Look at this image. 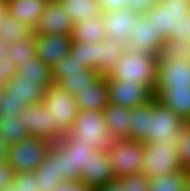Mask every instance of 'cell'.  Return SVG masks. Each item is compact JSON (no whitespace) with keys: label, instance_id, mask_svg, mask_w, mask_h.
Listing matches in <instances>:
<instances>
[{"label":"cell","instance_id":"f6af8a7d","mask_svg":"<svg viewBox=\"0 0 190 191\" xmlns=\"http://www.w3.org/2000/svg\"><path fill=\"white\" fill-rule=\"evenodd\" d=\"M102 11H113L128 7V0H97Z\"/></svg>","mask_w":190,"mask_h":191},{"label":"cell","instance_id":"816d5d0a","mask_svg":"<svg viewBox=\"0 0 190 191\" xmlns=\"http://www.w3.org/2000/svg\"><path fill=\"white\" fill-rule=\"evenodd\" d=\"M186 191H190V170L186 171Z\"/></svg>","mask_w":190,"mask_h":191},{"label":"cell","instance_id":"e0dca14e","mask_svg":"<svg viewBox=\"0 0 190 191\" xmlns=\"http://www.w3.org/2000/svg\"><path fill=\"white\" fill-rule=\"evenodd\" d=\"M34 173L38 191H52L56 187V183L63 181L57 142L52 144L43 162L37 166Z\"/></svg>","mask_w":190,"mask_h":191},{"label":"cell","instance_id":"30bf717a","mask_svg":"<svg viewBox=\"0 0 190 191\" xmlns=\"http://www.w3.org/2000/svg\"><path fill=\"white\" fill-rule=\"evenodd\" d=\"M108 88V101L123 107L146 104L154 98L153 89L141 82H122L105 76Z\"/></svg>","mask_w":190,"mask_h":191},{"label":"cell","instance_id":"74e56055","mask_svg":"<svg viewBox=\"0 0 190 191\" xmlns=\"http://www.w3.org/2000/svg\"><path fill=\"white\" fill-rule=\"evenodd\" d=\"M116 179L124 191H150V178L145 174H125Z\"/></svg>","mask_w":190,"mask_h":191},{"label":"cell","instance_id":"4fadbf2b","mask_svg":"<svg viewBox=\"0 0 190 191\" xmlns=\"http://www.w3.org/2000/svg\"><path fill=\"white\" fill-rule=\"evenodd\" d=\"M185 123L173 110L154 97L153 116L149 117L148 139L145 142L159 141L161 138L168 141L170 135L180 133Z\"/></svg>","mask_w":190,"mask_h":191},{"label":"cell","instance_id":"8992f818","mask_svg":"<svg viewBox=\"0 0 190 191\" xmlns=\"http://www.w3.org/2000/svg\"><path fill=\"white\" fill-rule=\"evenodd\" d=\"M57 143L63 181L80 180L81 171L85 169L90 156L96 151L91 145L75 139L71 134H64Z\"/></svg>","mask_w":190,"mask_h":191},{"label":"cell","instance_id":"bcb514c9","mask_svg":"<svg viewBox=\"0 0 190 191\" xmlns=\"http://www.w3.org/2000/svg\"><path fill=\"white\" fill-rule=\"evenodd\" d=\"M95 191H124L119 183V181L115 178L114 180L107 181L95 188Z\"/></svg>","mask_w":190,"mask_h":191},{"label":"cell","instance_id":"4316f807","mask_svg":"<svg viewBox=\"0 0 190 191\" xmlns=\"http://www.w3.org/2000/svg\"><path fill=\"white\" fill-rule=\"evenodd\" d=\"M17 73L26 79L34 80L36 84L42 85L45 89L50 87L54 81L51 75V67L40 59H27L17 67Z\"/></svg>","mask_w":190,"mask_h":191},{"label":"cell","instance_id":"60d3db41","mask_svg":"<svg viewBox=\"0 0 190 191\" xmlns=\"http://www.w3.org/2000/svg\"><path fill=\"white\" fill-rule=\"evenodd\" d=\"M52 191H95V188L88 186L84 181L65 180L56 183V187Z\"/></svg>","mask_w":190,"mask_h":191},{"label":"cell","instance_id":"9c48e42d","mask_svg":"<svg viewBox=\"0 0 190 191\" xmlns=\"http://www.w3.org/2000/svg\"><path fill=\"white\" fill-rule=\"evenodd\" d=\"M55 117L49 112L44 102L27 106L19 116L24 121L31 136L57 142L65 133L56 125Z\"/></svg>","mask_w":190,"mask_h":191},{"label":"cell","instance_id":"c3c4849f","mask_svg":"<svg viewBox=\"0 0 190 191\" xmlns=\"http://www.w3.org/2000/svg\"><path fill=\"white\" fill-rule=\"evenodd\" d=\"M7 145L5 141L0 137V162L6 160Z\"/></svg>","mask_w":190,"mask_h":191},{"label":"cell","instance_id":"ee69618b","mask_svg":"<svg viewBox=\"0 0 190 191\" xmlns=\"http://www.w3.org/2000/svg\"><path fill=\"white\" fill-rule=\"evenodd\" d=\"M160 0H128V7L138 15L145 14Z\"/></svg>","mask_w":190,"mask_h":191},{"label":"cell","instance_id":"ffe728a7","mask_svg":"<svg viewBox=\"0 0 190 191\" xmlns=\"http://www.w3.org/2000/svg\"><path fill=\"white\" fill-rule=\"evenodd\" d=\"M78 110L103 111L109 103L106 77L100 76L88 87L74 94Z\"/></svg>","mask_w":190,"mask_h":191},{"label":"cell","instance_id":"7dc6e473","mask_svg":"<svg viewBox=\"0 0 190 191\" xmlns=\"http://www.w3.org/2000/svg\"><path fill=\"white\" fill-rule=\"evenodd\" d=\"M182 39L190 41V11L185 16V21H183Z\"/></svg>","mask_w":190,"mask_h":191},{"label":"cell","instance_id":"f907efd6","mask_svg":"<svg viewBox=\"0 0 190 191\" xmlns=\"http://www.w3.org/2000/svg\"><path fill=\"white\" fill-rule=\"evenodd\" d=\"M8 46V43L3 41L1 38H0V59L1 57H7V52H6V48Z\"/></svg>","mask_w":190,"mask_h":191},{"label":"cell","instance_id":"db71d44e","mask_svg":"<svg viewBox=\"0 0 190 191\" xmlns=\"http://www.w3.org/2000/svg\"><path fill=\"white\" fill-rule=\"evenodd\" d=\"M4 84L5 82L2 79H0V90L4 87Z\"/></svg>","mask_w":190,"mask_h":191},{"label":"cell","instance_id":"d6a6232c","mask_svg":"<svg viewBox=\"0 0 190 191\" xmlns=\"http://www.w3.org/2000/svg\"><path fill=\"white\" fill-rule=\"evenodd\" d=\"M150 191H186V171L165 174L159 178H150Z\"/></svg>","mask_w":190,"mask_h":191},{"label":"cell","instance_id":"44dd1931","mask_svg":"<svg viewBox=\"0 0 190 191\" xmlns=\"http://www.w3.org/2000/svg\"><path fill=\"white\" fill-rule=\"evenodd\" d=\"M49 0H4L7 14L28 25L34 32Z\"/></svg>","mask_w":190,"mask_h":191},{"label":"cell","instance_id":"5bb4252c","mask_svg":"<svg viewBox=\"0 0 190 191\" xmlns=\"http://www.w3.org/2000/svg\"><path fill=\"white\" fill-rule=\"evenodd\" d=\"M74 23L58 0H49L39 17L34 33L72 36Z\"/></svg>","mask_w":190,"mask_h":191},{"label":"cell","instance_id":"ab89813d","mask_svg":"<svg viewBox=\"0 0 190 191\" xmlns=\"http://www.w3.org/2000/svg\"><path fill=\"white\" fill-rule=\"evenodd\" d=\"M12 185L17 191H38V184L35 182V173L17 172L14 175Z\"/></svg>","mask_w":190,"mask_h":191},{"label":"cell","instance_id":"f546056e","mask_svg":"<svg viewBox=\"0 0 190 191\" xmlns=\"http://www.w3.org/2000/svg\"><path fill=\"white\" fill-rule=\"evenodd\" d=\"M29 136L25 122L19 120V117L0 116V137L7 146Z\"/></svg>","mask_w":190,"mask_h":191},{"label":"cell","instance_id":"7402d4cb","mask_svg":"<svg viewBox=\"0 0 190 191\" xmlns=\"http://www.w3.org/2000/svg\"><path fill=\"white\" fill-rule=\"evenodd\" d=\"M131 107H123L118 104H110L103 110V120L108 131L119 139H129V117Z\"/></svg>","mask_w":190,"mask_h":191},{"label":"cell","instance_id":"277c9868","mask_svg":"<svg viewBox=\"0 0 190 191\" xmlns=\"http://www.w3.org/2000/svg\"><path fill=\"white\" fill-rule=\"evenodd\" d=\"M190 11V0H160L144 15L166 40L182 39V26Z\"/></svg>","mask_w":190,"mask_h":191},{"label":"cell","instance_id":"2e32d148","mask_svg":"<svg viewBox=\"0 0 190 191\" xmlns=\"http://www.w3.org/2000/svg\"><path fill=\"white\" fill-rule=\"evenodd\" d=\"M138 14L129 7L113 11H103L106 38L116 43L127 44L128 38L132 35V28L135 25Z\"/></svg>","mask_w":190,"mask_h":191},{"label":"cell","instance_id":"4dcf8cb0","mask_svg":"<svg viewBox=\"0 0 190 191\" xmlns=\"http://www.w3.org/2000/svg\"><path fill=\"white\" fill-rule=\"evenodd\" d=\"M33 30L23 22L17 21L14 17L6 14L0 25V38L8 44L16 43L29 37Z\"/></svg>","mask_w":190,"mask_h":191},{"label":"cell","instance_id":"603a6c76","mask_svg":"<svg viewBox=\"0 0 190 191\" xmlns=\"http://www.w3.org/2000/svg\"><path fill=\"white\" fill-rule=\"evenodd\" d=\"M69 55L82 62V67L96 69L104 59V41L87 43L72 40Z\"/></svg>","mask_w":190,"mask_h":191},{"label":"cell","instance_id":"d4e9b609","mask_svg":"<svg viewBox=\"0 0 190 191\" xmlns=\"http://www.w3.org/2000/svg\"><path fill=\"white\" fill-rule=\"evenodd\" d=\"M152 116L153 99L146 104L131 107L129 139L145 142L148 139L149 117Z\"/></svg>","mask_w":190,"mask_h":191},{"label":"cell","instance_id":"5b68a950","mask_svg":"<svg viewBox=\"0 0 190 191\" xmlns=\"http://www.w3.org/2000/svg\"><path fill=\"white\" fill-rule=\"evenodd\" d=\"M48 139L29 136L7 146L6 161L17 172H32L43 162L52 146Z\"/></svg>","mask_w":190,"mask_h":191},{"label":"cell","instance_id":"d6986e66","mask_svg":"<svg viewBox=\"0 0 190 191\" xmlns=\"http://www.w3.org/2000/svg\"><path fill=\"white\" fill-rule=\"evenodd\" d=\"M114 179L109 152L96 151L93 156H90L85 169L80 173V181L94 188Z\"/></svg>","mask_w":190,"mask_h":191},{"label":"cell","instance_id":"ac0fdd59","mask_svg":"<svg viewBox=\"0 0 190 191\" xmlns=\"http://www.w3.org/2000/svg\"><path fill=\"white\" fill-rule=\"evenodd\" d=\"M2 90L5 97L25 102L26 106L42 102L45 92L42 85L36 84L34 80L26 79L18 73L10 81L5 82Z\"/></svg>","mask_w":190,"mask_h":191},{"label":"cell","instance_id":"3957f363","mask_svg":"<svg viewBox=\"0 0 190 191\" xmlns=\"http://www.w3.org/2000/svg\"><path fill=\"white\" fill-rule=\"evenodd\" d=\"M158 57L126 49V52L114 63V68L108 77L122 82H141L154 90L158 73Z\"/></svg>","mask_w":190,"mask_h":191},{"label":"cell","instance_id":"9a60e30c","mask_svg":"<svg viewBox=\"0 0 190 191\" xmlns=\"http://www.w3.org/2000/svg\"><path fill=\"white\" fill-rule=\"evenodd\" d=\"M72 36L65 34L35 33L36 56L48 66L69 54Z\"/></svg>","mask_w":190,"mask_h":191},{"label":"cell","instance_id":"ba28073f","mask_svg":"<svg viewBox=\"0 0 190 191\" xmlns=\"http://www.w3.org/2000/svg\"><path fill=\"white\" fill-rule=\"evenodd\" d=\"M143 152V141L119 139L115 147L109 152V162L114 177L140 173Z\"/></svg>","mask_w":190,"mask_h":191},{"label":"cell","instance_id":"7a4b0ae2","mask_svg":"<svg viewBox=\"0 0 190 191\" xmlns=\"http://www.w3.org/2000/svg\"><path fill=\"white\" fill-rule=\"evenodd\" d=\"M178 135H170L168 141L144 142V152L140 173L148 178H159L182 169L177 151Z\"/></svg>","mask_w":190,"mask_h":191},{"label":"cell","instance_id":"e575fe53","mask_svg":"<svg viewBox=\"0 0 190 191\" xmlns=\"http://www.w3.org/2000/svg\"><path fill=\"white\" fill-rule=\"evenodd\" d=\"M82 62L69 54L65 55L61 60H58L51 66V75L54 83H58L67 73H74L82 71Z\"/></svg>","mask_w":190,"mask_h":191},{"label":"cell","instance_id":"8d00e7d4","mask_svg":"<svg viewBox=\"0 0 190 191\" xmlns=\"http://www.w3.org/2000/svg\"><path fill=\"white\" fill-rule=\"evenodd\" d=\"M177 151L179 153L180 167L190 170V122H186L178 134Z\"/></svg>","mask_w":190,"mask_h":191},{"label":"cell","instance_id":"484cf974","mask_svg":"<svg viewBox=\"0 0 190 191\" xmlns=\"http://www.w3.org/2000/svg\"><path fill=\"white\" fill-rule=\"evenodd\" d=\"M105 39L106 32L102 15L84 19L73 26L72 40L93 44Z\"/></svg>","mask_w":190,"mask_h":191},{"label":"cell","instance_id":"681fc988","mask_svg":"<svg viewBox=\"0 0 190 191\" xmlns=\"http://www.w3.org/2000/svg\"><path fill=\"white\" fill-rule=\"evenodd\" d=\"M7 14L6 5L4 0H0V25L4 20V17Z\"/></svg>","mask_w":190,"mask_h":191},{"label":"cell","instance_id":"d590c367","mask_svg":"<svg viewBox=\"0 0 190 191\" xmlns=\"http://www.w3.org/2000/svg\"><path fill=\"white\" fill-rule=\"evenodd\" d=\"M162 54L167 58L185 60L190 63V41L184 39L170 40L168 38L165 40Z\"/></svg>","mask_w":190,"mask_h":191},{"label":"cell","instance_id":"8fae6325","mask_svg":"<svg viewBox=\"0 0 190 191\" xmlns=\"http://www.w3.org/2000/svg\"><path fill=\"white\" fill-rule=\"evenodd\" d=\"M165 88H190V63L185 60L158 57V73L155 88L156 98Z\"/></svg>","mask_w":190,"mask_h":191},{"label":"cell","instance_id":"7bdbcfd3","mask_svg":"<svg viewBox=\"0 0 190 191\" xmlns=\"http://www.w3.org/2000/svg\"><path fill=\"white\" fill-rule=\"evenodd\" d=\"M14 175V169L6 160L0 162V191H3L7 186L12 184Z\"/></svg>","mask_w":190,"mask_h":191},{"label":"cell","instance_id":"f5cc1de1","mask_svg":"<svg viewBox=\"0 0 190 191\" xmlns=\"http://www.w3.org/2000/svg\"><path fill=\"white\" fill-rule=\"evenodd\" d=\"M3 191H17V190L15 189L14 185L10 184Z\"/></svg>","mask_w":190,"mask_h":191},{"label":"cell","instance_id":"6da1fadb","mask_svg":"<svg viewBox=\"0 0 190 191\" xmlns=\"http://www.w3.org/2000/svg\"><path fill=\"white\" fill-rule=\"evenodd\" d=\"M65 134H71L100 152H110L119 140L108 131L103 120V111L78 110L72 127Z\"/></svg>","mask_w":190,"mask_h":191},{"label":"cell","instance_id":"b9f144b4","mask_svg":"<svg viewBox=\"0 0 190 191\" xmlns=\"http://www.w3.org/2000/svg\"><path fill=\"white\" fill-rule=\"evenodd\" d=\"M17 74V67L12 64L8 57H1L0 59V79L4 82L10 81Z\"/></svg>","mask_w":190,"mask_h":191},{"label":"cell","instance_id":"7c38bea8","mask_svg":"<svg viewBox=\"0 0 190 191\" xmlns=\"http://www.w3.org/2000/svg\"><path fill=\"white\" fill-rule=\"evenodd\" d=\"M165 40L160 36L147 17L138 15L132 35L128 38L127 49L136 53L159 56L164 48Z\"/></svg>","mask_w":190,"mask_h":191},{"label":"cell","instance_id":"836d02e7","mask_svg":"<svg viewBox=\"0 0 190 191\" xmlns=\"http://www.w3.org/2000/svg\"><path fill=\"white\" fill-rule=\"evenodd\" d=\"M127 45L116 43L112 39L106 38L104 40V59L95 70L100 76H108L113 68L114 63L119 59V57L126 52Z\"/></svg>","mask_w":190,"mask_h":191},{"label":"cell","instance_id":"83f0119b","mask_svg":"<svg viewBox=\"0 0 190 191\" xmlns=\"http://www.w3.org/2000/svg\"><path fill=\"white\" fill-rule=\"evenodd\" d=\"M73 23L87 18L99 17L102 15L101 6L97 0H58Z\"/></svg>","mask_w":190,"mask_h":191},{"label":"cell","instance_id":"52a82bcc","mask_svg":"<svg viewBox=\"0 0 190 191\" xmlns=\"http://www.w3.org/2000/svg\"><path fill=\"white\" fill-rule=\"evenodd\" d=\"M43 102L55 117L56 125L67 133L73 125L78 112L76 99L59 84L53 83L45 89Z\"/></svg>","mask_w":190,"mask_h":191},{"label":"cell","instance_id":"f35d334b","mask_svg":"<svg viewBox=\"0 0 190 191\" xmlns=\"http://www.w3.org/2000/svg\"><path fill=\"white\" fill-rule=\"evenodd\" d=\"M26 107L25 102L7 98L4 91L0 90V116L19 117Z\"/></svg>","mask_w":190,"mask_h":191},{"label":"cell","instance_id":"f1b7e54d","mask_svg":"<svg viewBox=\"0 0 190 191\" xmlns=\"http://www.w3.org/2000/svg\"><path fill=\"white\" fill-rule=\"evenodd\" d=\"M100 75L93 68H83L80 72L67 73L57 84L68 91L70 94L88 87L90 83L95 82Z\"/></svg>","mask_w":190,"mask_h":191},{"label":"cell","instance_id":"cb8c5ba5","mask_svg":"<svg viewBox=\"0 0 190 191\" xmlns=\"http://www.w3.org/2000/svg\"><path fill=\"white\" fill-rule=\"evenodd\" d=\"M156 99L185 122H190V88H165Z\"/></svg>","mask_w":190,"mask_h":191},{"label":"cell","instance_id":"1f68e13d","mask_svg":"<svg viewBox=\"0 0 190 191\" xmlns=\"http://www.w3.org/2000/svg\"><path fill=\"white\" fill-rule=\"evenodd\" d=\"M6 52L7 57L16 67L27 59H38L35 50V33L33 32L29 37L16 43L8 44Z\"/></svg>","mask_w":190,"mask_h":191}]
</instances>
